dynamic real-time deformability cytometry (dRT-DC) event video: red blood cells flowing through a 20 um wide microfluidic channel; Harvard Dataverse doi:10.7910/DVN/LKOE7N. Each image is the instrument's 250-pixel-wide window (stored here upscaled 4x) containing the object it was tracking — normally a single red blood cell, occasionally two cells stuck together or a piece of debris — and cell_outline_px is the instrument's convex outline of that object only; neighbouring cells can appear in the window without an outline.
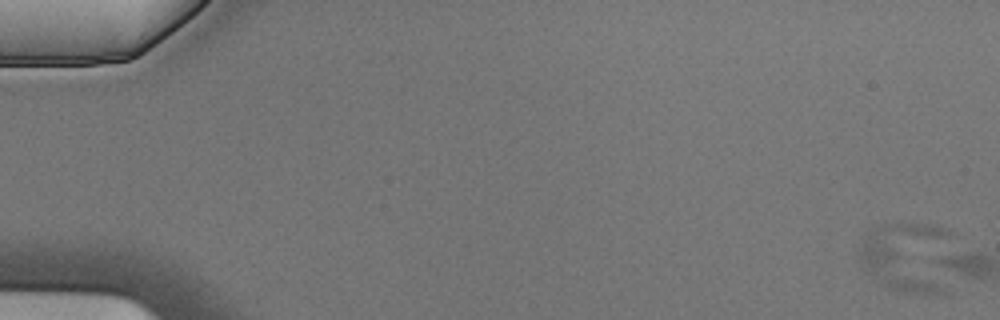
{"species": "Egyptian fruit bat (a non-hibernating species)", "species_latin": "Rousettus aegyptiacus", "temperature_condition": "cold", "stored_images_in_passage": 5, "camera_frame_rate_fps": 3000, "um_per_image_px": 0.085, "animal": {"sex": "male"}, "frame": {"image": 1, "passage_image": 1, "time_ms": 0.0, "image_size_px": [1000, 320], "cell_outline_px": [[948, 292], [908, 292], [892, 288], [872, 280], [856, 260], [864, 236], [868, 232], [884, 224], [928, 224], [940, 228], [948, 232]], "centroid_in_image_um": [77.08, 21.86], "position_along_channel_um": 7.9, "area_um2": 38.61}}